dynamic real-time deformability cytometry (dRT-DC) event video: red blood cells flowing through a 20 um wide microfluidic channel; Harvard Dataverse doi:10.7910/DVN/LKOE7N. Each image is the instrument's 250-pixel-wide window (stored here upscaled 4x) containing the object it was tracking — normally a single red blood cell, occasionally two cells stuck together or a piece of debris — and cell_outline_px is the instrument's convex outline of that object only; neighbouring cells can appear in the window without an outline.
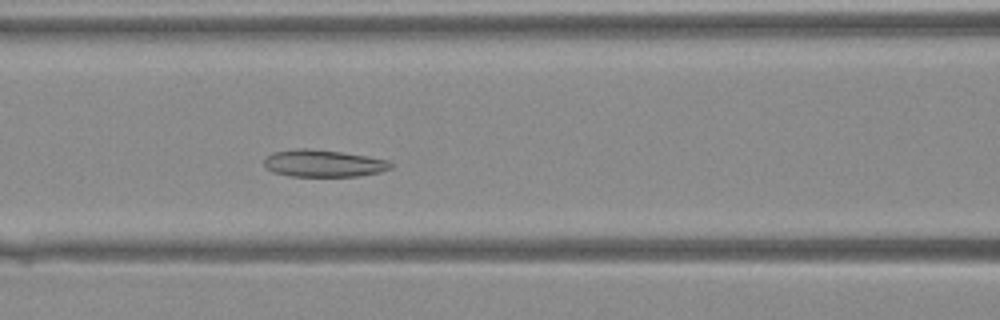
{"species": "Egyptian fruit bat (a non-hibernating species)", "species_latin": "Rousettus aegyptiacus", "temperature_condition": "warm", "stored_images_in_passage": 32, "camera_frame_rate_fps": 3000, "um_per_image_px": 0.085, "animal": {"sex": "female"}, "frame": {"image": 1, "passage_image": 11, "time_ms": 3.333, "image_size_px": [1000, 320], "cell_outline_px": [[392, 168], [380, 172], [360, 176], [292, 176], [272, 172], [264, 168], [264, 160], [272, 152], [296, 148], [304, 148], [340, 152], [388, 160], [392, 164]], "centroid_in_image_um": [27.45, 13.89], "position_along_channel_um": 139.1, "area_um2": 19.94}}
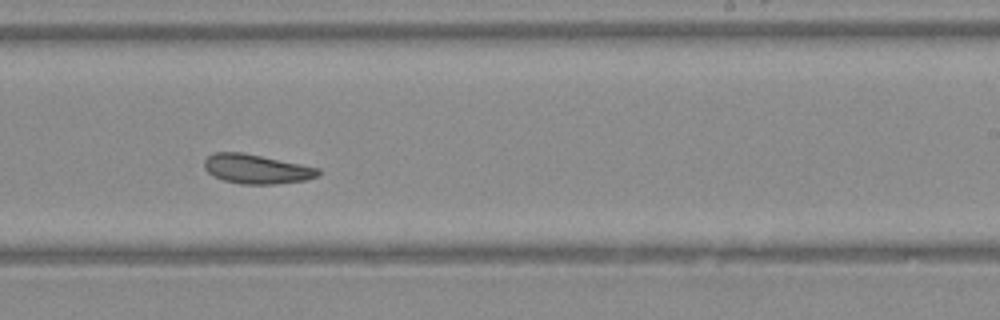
{"frame": {"image": 2, "passage_image": 19, "time_ms": 6.0, "image_size_px": [1000, 320], "cell_outline_px": [[320, 176], [304, 180], [276, 184], [240, 184], [224, 180], [212, 176], [204, 168], [204, 160], [212, 152], [240, 152], [320, 168]], "centroid_in_image_um": [21.78, 14.37], "position_along_channel_um": 267.2, "area_um2": 19.42}}
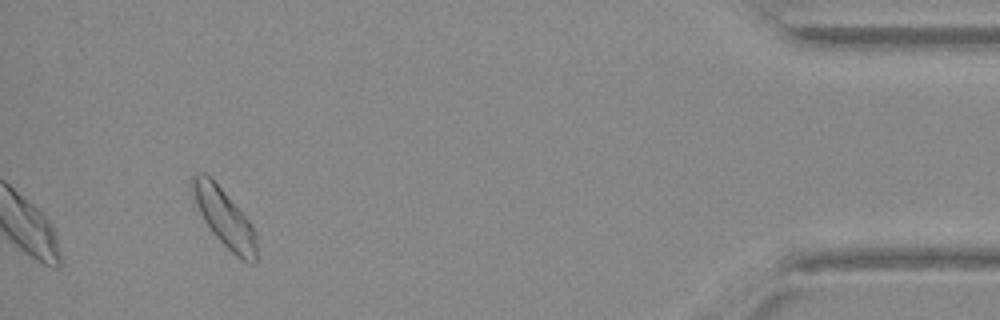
{"frame": {"image": 3, "passage_image": 32, "time_ms": 10.333, "image_size_px": [1000, 320], "cell_outline_px": [[256, 264], [252, 264], [236, 256], [212, 232], [204, 220], [192, 196], [192, 176], [204, 172], [220, 188], [248, 220], [256, 232]], "centroid_in_image_um": [19.08, 18.55], "position_along_channel_um": 416.1, "area_um2": 20.87}}